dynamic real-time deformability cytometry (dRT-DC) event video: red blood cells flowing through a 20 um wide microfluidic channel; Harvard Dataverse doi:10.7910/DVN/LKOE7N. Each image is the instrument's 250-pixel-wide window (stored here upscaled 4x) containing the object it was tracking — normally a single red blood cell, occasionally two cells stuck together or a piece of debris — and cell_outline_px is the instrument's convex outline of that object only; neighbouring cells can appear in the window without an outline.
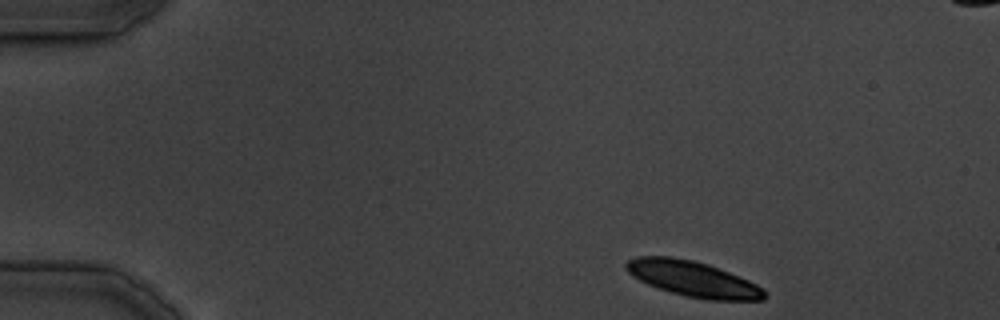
{"species": "common noctule bat (a hibernating species)", "species_latin": "Nyctalus noctula", "temperature_condition": "cold", "stored_images_in_passage": 33, "camera_frame_rate_fps": 3000, "um_per_image_px": 0.085, "animal": {"sex": "male", "body_mass_g": 19.5, "forearm_length_mm": 54.6}, "frame": {"image": 1, "passage_image": 1, "time_ms": 0.0, "image_size_px": [1000, 320], "cell_outline_px": [[768, 296], [764, 300], [708, 300], [684, 296], [648, 284], [632, 276], [624, 268], [624, 264], [628, 260], [636, 256], [668, 256], [692, 260], [708, 264], [748, 280], [764, 288], [768, 292]], "centroid_in_image_um": [58.92, 23.71], "position_along_channel_um": 26.1, "area_um2": 28.67}}